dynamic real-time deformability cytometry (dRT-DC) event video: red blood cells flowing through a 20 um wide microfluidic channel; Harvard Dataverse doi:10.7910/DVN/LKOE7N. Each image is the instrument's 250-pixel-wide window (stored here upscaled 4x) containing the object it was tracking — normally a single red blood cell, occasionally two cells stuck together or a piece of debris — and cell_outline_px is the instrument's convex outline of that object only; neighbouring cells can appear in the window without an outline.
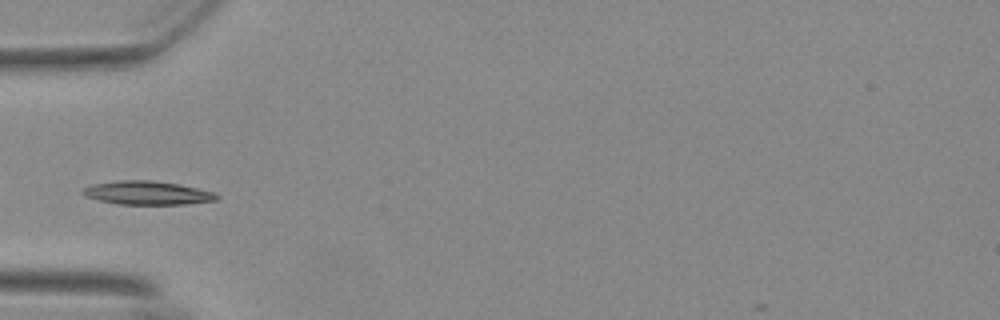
{"species": "Egyptian fruit bat (a non-hibernating species)", "species_latin": "Rousettus aegyptiacus", "temperature_condition": "warm", "stored_images_in_passage": 38, "camera_frame_rate_fps": 3000, "um_per_image_px": 0.085, "animal": {"sex": "female"}, "frame": {"image": 1, "passage_image": 1, "time_ms": 0.0, "image_size_px": [1000, 320], "cell_outline_px": [[220, 196], [216, 200], [184, 204], [120, 204], [100, 200], [84, 196], [80, 192], [84, 188], [92, 184], [120, 180], [152, 180], [176, 184], [216, 192]], "centroid_in_image_um": [12.51, 16.39], "position_along_channel_um": 72.5, "area_um2": 18.26}}
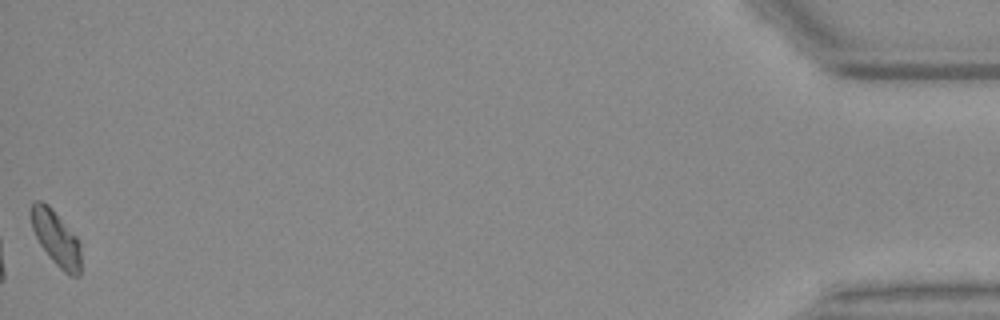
{"frame": {"image": 2, "passage_image": 38, "time_ms": 12.333, "image_size_px": [1000, 320], "cell_outline_px": [[80, 276], [68, 276], [52, 260], [40, 244], [32, 228], [28, 208], [36, 200], [40, 200], [76, 236], [80, 244]], "centroid_in_image_um": [4.75, 20.29], "position_along_channel_um": 430.5, "area_um2": 15.49}, "authors_computed_cell_mechanics": {"area_um2": 16.5019, "velocity_mm_per_s": 3.6803, "shape_relaxation_time_tau1_ms": 3.4701, "shape_relaxation_time_tau2_ms": null, "deformation_change_tau1": 0.1145, "deformation_change_tau2": null}}